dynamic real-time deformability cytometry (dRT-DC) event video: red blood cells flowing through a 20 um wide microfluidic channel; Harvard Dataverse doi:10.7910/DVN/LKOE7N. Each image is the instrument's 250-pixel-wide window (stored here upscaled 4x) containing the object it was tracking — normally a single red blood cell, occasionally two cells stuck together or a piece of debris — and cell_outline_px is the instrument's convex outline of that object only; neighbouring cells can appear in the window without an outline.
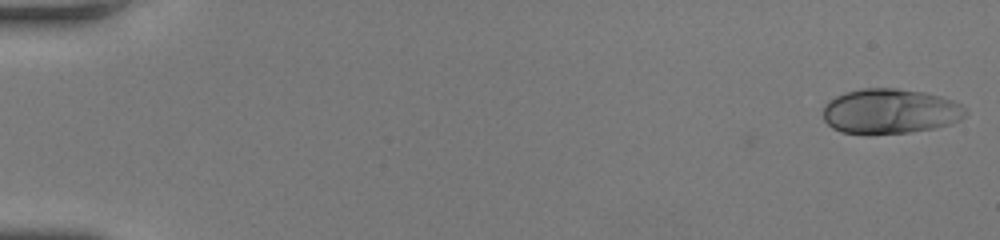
{"species": "human", "species_latin": "Homo sapiens", "temperature_condition": "room temperature", "stored_images_in_passage": 42, "camera_frame_rate_fps": 3000, "um_per_image_px": 0.085, "donor": {"sex": "female"}, "frame": {"image": 1, "passage_image": 1, "time_ms": 0.0, "image_size_px": [1000, 240], "cell_outline_px": [[968, 112], [960, 120], [952, 124], [932, 128], [908, 132], [868, 136], [840, 132], [832, 128], [824, 120], [824, 104], [828, 100], [844, 92], [864, 88], [896, 88], [924, 92], [940, 96], [952, 100], [960, 104]], "centroid_in_image_um": [75.62, 9.48], "position_along_channel_um": 9.4, "area_um2": 37.92}}